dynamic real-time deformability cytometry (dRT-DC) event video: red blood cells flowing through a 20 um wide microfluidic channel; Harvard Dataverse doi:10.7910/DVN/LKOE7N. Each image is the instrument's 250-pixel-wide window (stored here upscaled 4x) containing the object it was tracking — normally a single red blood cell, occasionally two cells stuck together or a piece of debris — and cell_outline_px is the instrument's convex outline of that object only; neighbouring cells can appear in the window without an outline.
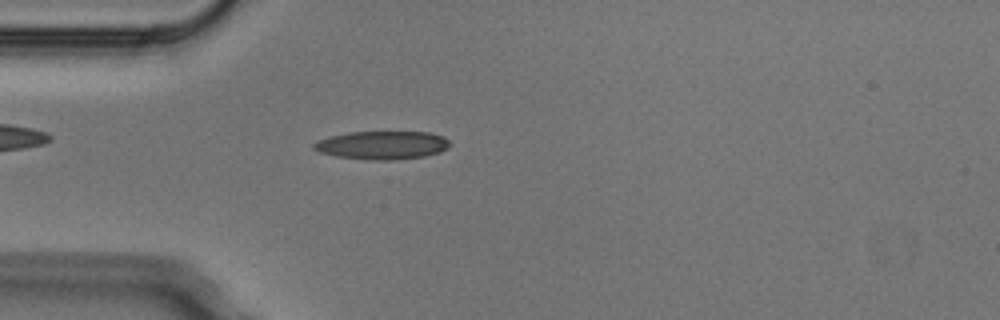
{"species": "Egyptian fruit bat (a non-hibernating species)", "species_latin": "Rousettus aegyptiacus", "temperature_condition": "cold", "stored_images_in_passage": 2, "camera_frame_rate_fps": 3000, "um_per_image_px": 0.085, "animal": {"sex": "male"}, "frame": {"image": 1, "passage_image": 2, "time_ms": 0.333, "image_size_px": [1000, 320], "cell_outline_px": [[452, 144], [448, 148], [440, 152], [424, 156], [392, 160], [368, 160], [336, 156], [320, 152], [312, 148], [312, 144], [320, 140], [332, 136], [348, 132], [428, 132], [444, 136]], "centroid_in_image_um": [32.52, 12.34], "position_along_channel_um": 52.5, "area_um2": 22.43}}